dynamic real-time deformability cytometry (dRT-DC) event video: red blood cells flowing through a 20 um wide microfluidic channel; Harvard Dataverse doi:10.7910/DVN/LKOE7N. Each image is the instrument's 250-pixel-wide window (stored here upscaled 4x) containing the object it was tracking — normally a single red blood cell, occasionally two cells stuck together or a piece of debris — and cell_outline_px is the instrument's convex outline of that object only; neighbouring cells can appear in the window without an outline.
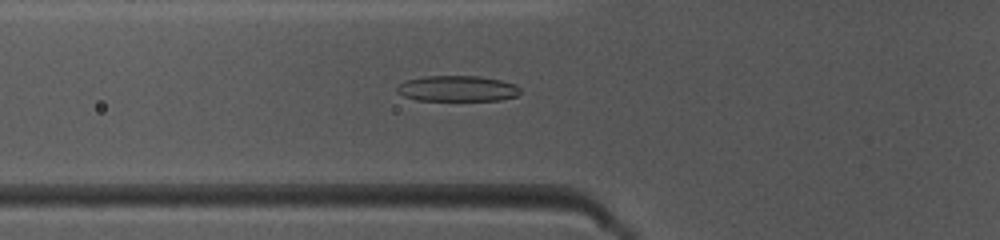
{"species": "common noctule bat (a hibernating species)", "species_latin": "Nyctalus noctula", "temperature_condition": "warm", "stored_images_in_passage": 50, "camera_frame_rate_fps": 3000, "um_per_image_px": 0.085, "animal": {"sex": "female", "body_mass_g": 10.0, "forearm_length_mm": 53.1}, "frame": {"image": 1, "passage_image": 18, "time_ms": 5.667, "image_size_px": [1000, 240], "cell_outline_px": [[520, 92], [516, 96], [500, 100], [416, 100], [404, 96], [396, 92], [396, 88], [404, 80], [424, 76], [480, 76], [500, 80], [516, 84], [520, 88]], "centroid_in_image_um": [38.86, 7.52], "position_along_channel_um": 86.9, "area_um2": 18.55}}
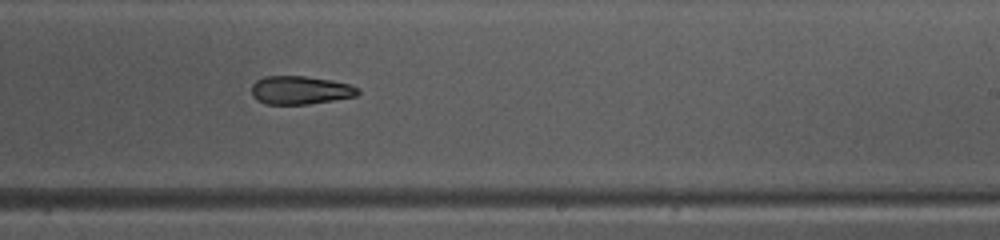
{"frame": {"image": 2, "passage_image": 31, "time_ms": 10.0, "image_size_px": [1000, 240], "cell_outline_px": [[360, 92], [356, 96], [308, 104], [264, 104], [256, 100], [252, 96], [252, 84], [256, 80], [264, 76], [304, 76], [332, 80], [348, 84], [360, 88]], "centroid_in_image_um": [25.5, 7.66], "position_along_channel_um": 263.5, "area_um2": 17.63}}
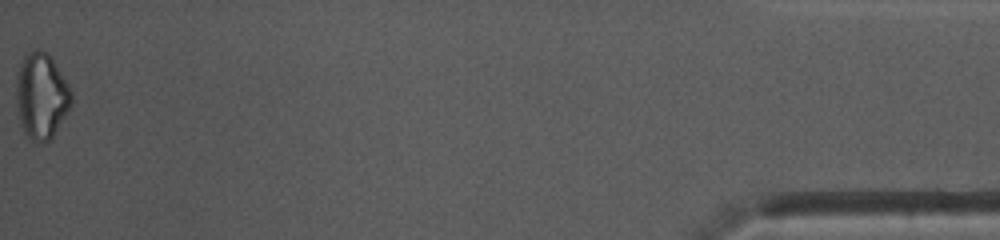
{"frame": {"image": 3, "passage_image": 50, "time_ms": 16.333, "image_size_px": [1000, 240], "cell_outline_px": [[72, 104], [68, 112], [52, 136], [48, 140], [32, 140], [24, 132], [20, 120], [16, 104], [16, 76], [20, 64], [24, 56], [28, 52], [36, 48], [40, 48], [48, 52], [68, 84], [72, 92]], "centroid_in_image_um": [3.51, 8.09], "position_along_channel_um": 431.7, "area_um2": 27.51}, "authors_computed_cell_mechanics": {"area_um2": 19.1896, "velocity_mm_per_s": 4.0554, "shape_relaxation_time_tau1_ms": 7.9609, "shape_relaxation_time_tau2_ms": 6.0546, "deformation_change_tau1": 0.1839, "deformation_change_tau2": 0.1541}}